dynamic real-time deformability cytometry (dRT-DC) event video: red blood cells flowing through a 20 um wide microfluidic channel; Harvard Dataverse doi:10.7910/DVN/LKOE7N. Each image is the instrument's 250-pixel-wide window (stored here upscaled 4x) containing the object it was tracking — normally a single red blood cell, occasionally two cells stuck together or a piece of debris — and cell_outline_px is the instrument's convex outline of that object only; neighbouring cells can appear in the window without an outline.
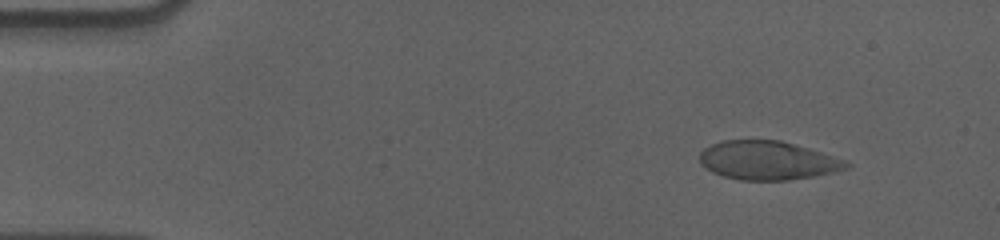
{"species": "human", "species_latin": "Homo sapiens", "temperature_condition": "cold", "stored_images_in_passage": 56, "camera_frame_rate_fps": 3000, "um_per_image_px": 0.085, "donor": {"sex": "male"}, "frame": {"image": 1, "passage_image": 6, "time_ms": 1.667, "image_size_px": [1000, 240], "cell_outline_px": [[852, 164], [844, 168], [832, 172], [812, 176], [788, 180], [740, 180], [724, 176], [712, 172], [700, 160], [700, 152], [704, 148], [712, 144], [724, 140], [780, 140], [808, 148], [820, 152]], "centroid_in_image_um": [65.2, 13.63], "position_along_channel_um": 19.8, "area_um2": 32.43}}
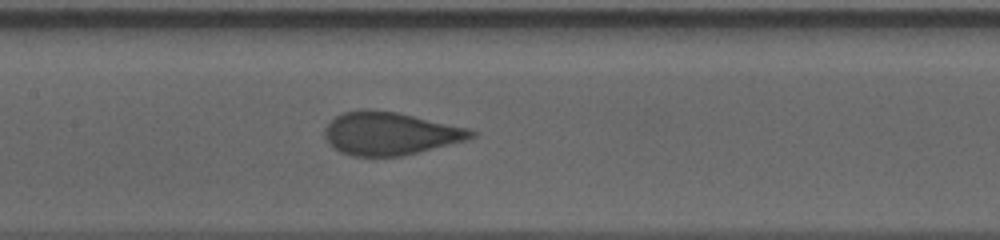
{"frame": {"image": 2, "passage_image": 27, "time_ms": 8.667, "image_size_px": [1000, 240], "cell_outline_px": [[476, 136], [468, 140], [404, 156], [352, 156], [340, 152], [328, 144], [324, 136], [324, 128], [336, 116], [344, 112], [360, 108], [396, 112], [468, 128], [476, 132]], "centroid_in_image_um": [33.14, 11.35], "position_along_channel_um": 174.3, "area_um2": 36.82}}
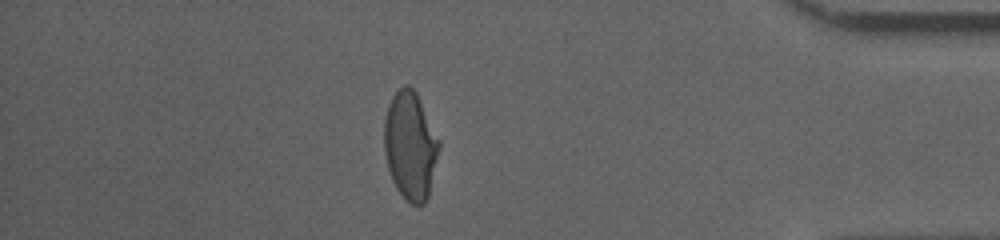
{"frame": {"image": 3, "passage_image": 49, "time_ms": 16.0, "image_size_px": [1000, 240], "cell_outline_px": [[440, 148], [428, 196], [424, 204], [412, 204], [396, 188], [392, 180], [388, 168], [384, 148], [384, 120], [388, 104], [392, 96], [404, 84], [408, 84], [416, 92], [440, 140]], "centroid_in_image_um": [34.88, 12.35], "position_along_channel_um": 400.3, "area_um2": 34.39}, "authors_computed_cell_mechanics": {"area_um2": 35.8938, "velocity_mm_per_s": 3.5765, "shape_relaxation_time_tau1_ms": 6.7407, "shape_relaxation_time_tau2_ms": null, "deformation_change_tau1": 0.1821, "deformation_change_tau2": null}}